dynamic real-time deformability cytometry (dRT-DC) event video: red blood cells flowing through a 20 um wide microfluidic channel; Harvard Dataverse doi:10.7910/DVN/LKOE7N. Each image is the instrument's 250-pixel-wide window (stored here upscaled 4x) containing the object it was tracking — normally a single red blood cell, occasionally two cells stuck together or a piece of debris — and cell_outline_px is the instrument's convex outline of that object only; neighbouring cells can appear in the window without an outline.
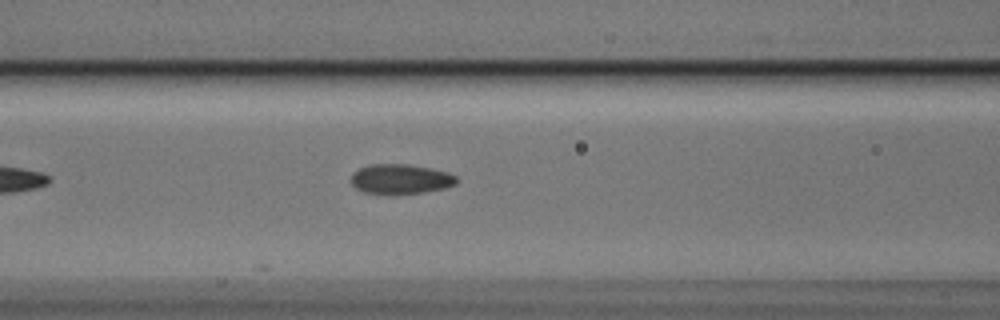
{"species": "Egyptian fruit bat (a non-hibernating species)", "species_latin": "Rousettus aegyptiacus", "temperature_condition": "cold", "stored_images_in_passage": 7, "camera_frame_rate_fps": 3000, "um_per_image_px": 0.085, "animal": {"sex": "male"}, "frame": {"image": 1, "passage_image": 7, "time_ms": 2.0, "image_size_px": [1000, 320], "cell_outline_px": [[456, 184], [444, 188], [424, 192], [396, 196], [364, 192], [356, 188], [352, 184], [352, 172], [368, 164], [408, 164], [448, 172], [456, 176]], "centroid_in_image_um": [34.02, 15.24], "position_along_channel_um": 132.6, "area_um2": 18.61}}